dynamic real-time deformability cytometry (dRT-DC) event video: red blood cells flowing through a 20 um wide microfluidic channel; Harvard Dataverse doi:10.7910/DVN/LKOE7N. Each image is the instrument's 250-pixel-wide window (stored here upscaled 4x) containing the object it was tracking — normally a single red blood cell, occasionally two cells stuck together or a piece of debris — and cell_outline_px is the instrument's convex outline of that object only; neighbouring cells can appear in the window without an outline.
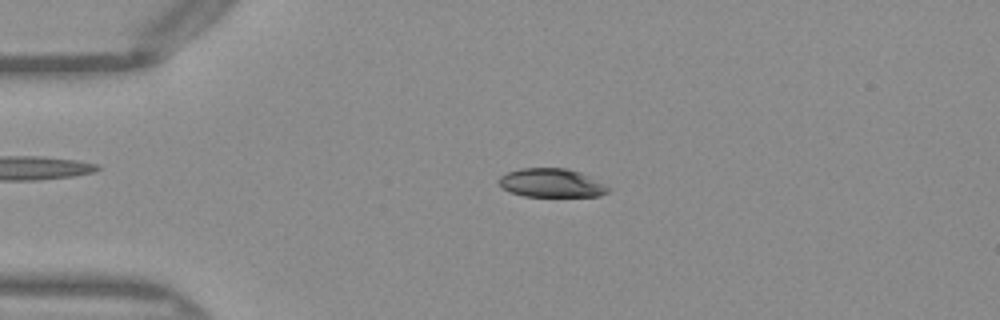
{"species": "Egyptian fruit bat (a non-hibernating species)", "species_latin": "Rousettus aegyptiacus", "temperature_condition": "warm", "stored_images_in_passage": 49, "camera_frame_rate_fps": 3000, "um_per_image_px": 0.085, "frame": {"image": 1, "passage_image": 11, "time_ms": 3.333, "image_size_px": [1000, 320], "cell_outline_px": [[612, 188], [608, 192], [600, 196], [524, 196], [512, 192], [504, 188], [500, 184], [500, 176], [508, 172], [520, 168], [568, 168], [580, 172]], "centroid_in_image_um": [46.91, 15.55], "position_along_channel_um": 38.1, "area_um2": 18.09}}
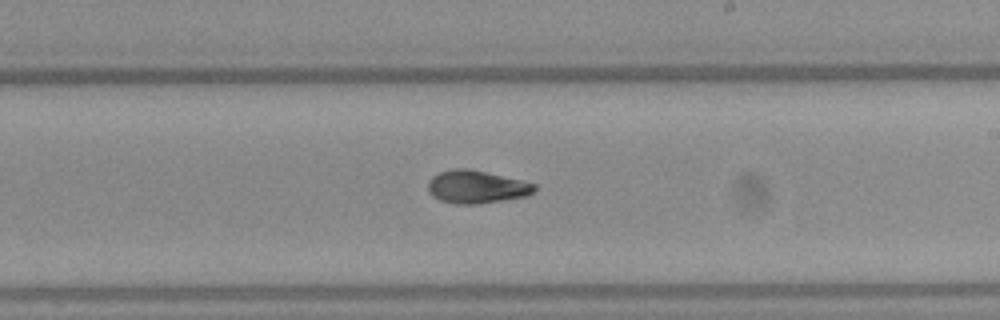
{"frame": {"image": 2, "passage_image": 29, "time_ms": 9.333, "image_size_px": [1000, 320], "cell_outline_px": [[536, 188], [528, 196], [480, 204], [452, 204], [440, 200], [432, 196], [428, 192], [428, 180], [432, 176], [440, 172], [452, 168], [468, 168], [520, 180], [536, 184]], "centroid_in_image_um": [40.46, 15.89], "position_along_channel_um": 248.5, "area_um2": 20.52}}
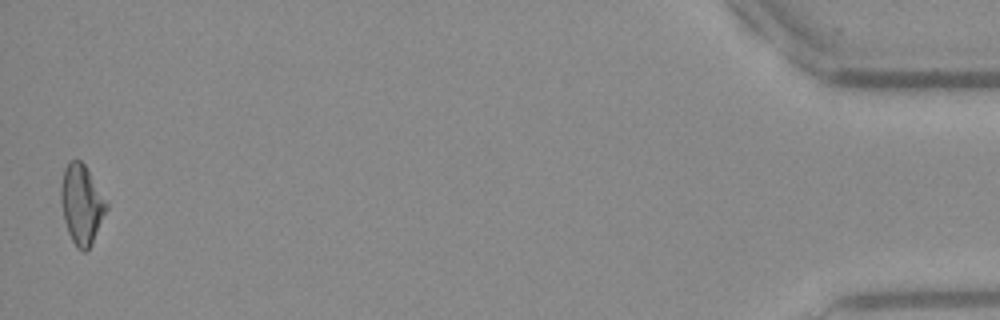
{"frame": {"image": 3, "passage_image": 49, "time_ms": 16.0, "image_size_px": [1000, 320], "cell_outline_px": [[108, 208], [92, 244], [84, 252], [76, 248], [68, 232], [64, 220], [60, 204], [60, 184], [64, 168], [68, 160], [80, 160], [84, 164], [108, 204]], "centroid_in_image_um": [6.91, 17.37], "position_along_channel_um": 428.3, "area_um2": 21.15}, "authors_computed_cell_mechanics": {"area_um2": 20.1722, "velocity_mm_per_s": 4.0615, "shape_relaxation_time_tau1_ms": 10.5055, "shape_relaxation_time_tau2_ms": 3.0801, "deformation_change_tau1": 0.2428, "deformation_change_tau2": 0.0784}}